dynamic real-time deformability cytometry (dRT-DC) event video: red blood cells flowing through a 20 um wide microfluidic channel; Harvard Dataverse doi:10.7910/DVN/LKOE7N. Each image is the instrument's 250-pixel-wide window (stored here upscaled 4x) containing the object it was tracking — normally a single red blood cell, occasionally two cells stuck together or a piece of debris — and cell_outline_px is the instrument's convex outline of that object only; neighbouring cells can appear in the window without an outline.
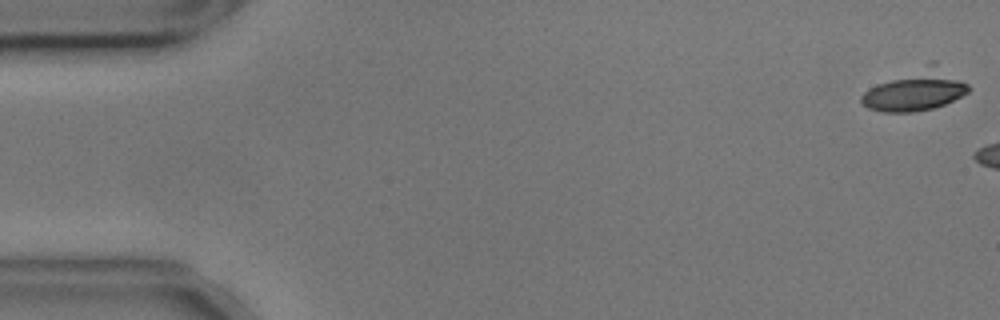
{"species": "common noctule bat (a hibernating species)", "species_latin": "Nyctalus noctula", "temperature_condition": "cold", "stored_images_in_passage": 6, "camera_frame_rate_fps": 3000, "um_per_image_px": 0.085, "animal": {"sex": "male", "body_mass_g": 17.9, "forearm_length_mm": 54.2}, "frame": {"image": 1, "passage_image": 1, "time_ms": 0.0, "image_size_px": [1000, 320], "cell_outline_px": [[972, 88], [968, 92], [944, 104], [932, 108], [912, 112], [880, 112], [868, 108], [860, 100], [860, 96], [868, 88], [876, 84], [932, 60], [936, 60], [968, 84]], "centroid_in_image_um": [77.84, 7.63], "position_along_channel_um": 7.2, "area_um2": 25.84}}